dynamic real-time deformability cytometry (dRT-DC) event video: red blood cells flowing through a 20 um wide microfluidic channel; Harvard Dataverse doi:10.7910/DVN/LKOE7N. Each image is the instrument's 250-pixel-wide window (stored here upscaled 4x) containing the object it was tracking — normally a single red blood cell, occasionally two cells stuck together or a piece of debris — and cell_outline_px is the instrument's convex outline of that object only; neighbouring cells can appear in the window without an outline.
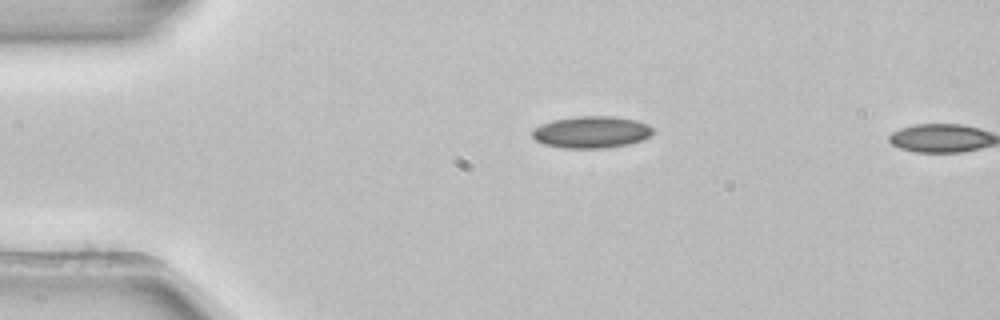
{"species": "common noctule bat (a hibernating species)", "species_latin": "Nyctalus noctula", "temperature_condition": "room temperature", "stored_images_in_passage": 2, "camera_frame_rate_fps": 3000, "um_per_image_px": 0.085, "animal": {"sex": "female", "body_mass_g": 22.7, "forearm_length_mm": 54.2}, "frame": {"image": 1, "passage_image": 1, "time_ms": 0.0, "image_size_px": [1000, 320], "cell_outline_px": [[656, 132], [652, 136], [644, 140], [628, 144], [608, 148], [564, 148], [544, 144], [536, 140], [532, 136], [532, 128], [540, 124], [552, 120], [576, 116], [616, 116], [636, 120], [648, 124]], "centroid_in_image_um": [50.3, 11.22], "position_along_channel_um": 34.7, "area_um2": 22.83}}